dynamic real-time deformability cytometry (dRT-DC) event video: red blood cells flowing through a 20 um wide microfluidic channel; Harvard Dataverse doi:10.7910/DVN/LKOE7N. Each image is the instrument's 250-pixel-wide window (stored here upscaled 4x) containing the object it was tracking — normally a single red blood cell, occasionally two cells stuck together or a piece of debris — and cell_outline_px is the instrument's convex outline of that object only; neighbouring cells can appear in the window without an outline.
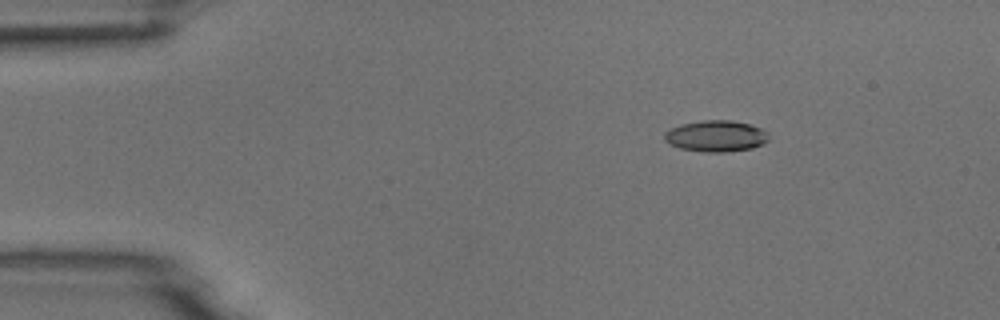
{"species": "common noctule bat (a hibernating species)", "species_latin": "Nyctalus noctula", "temperature_condition": "room temperature", "stored_images_in_passage": 5, "camera_frame_rate_fps": 3000, "um_per_image_px": 0.085, "animal": {"sex": "male", "body_mass_g": 18.8}, "frame": {"image": 1, "passage_image": 3, "time_ms": 2.0, "image_size_px": [1000, 320], "cell_outline_px": [[768, 140], [764, 144], [752, 148], [728, 152], [704, 152], [680, 148], [664, 140], [664, 132], [680, 124], [700, 120], [732, 120], [764, 128], [768, 132]], "centroid_in_image_um": [60.89, 11.56], "position_along_channel_um": 24.1, "area_um2": 19.19}}